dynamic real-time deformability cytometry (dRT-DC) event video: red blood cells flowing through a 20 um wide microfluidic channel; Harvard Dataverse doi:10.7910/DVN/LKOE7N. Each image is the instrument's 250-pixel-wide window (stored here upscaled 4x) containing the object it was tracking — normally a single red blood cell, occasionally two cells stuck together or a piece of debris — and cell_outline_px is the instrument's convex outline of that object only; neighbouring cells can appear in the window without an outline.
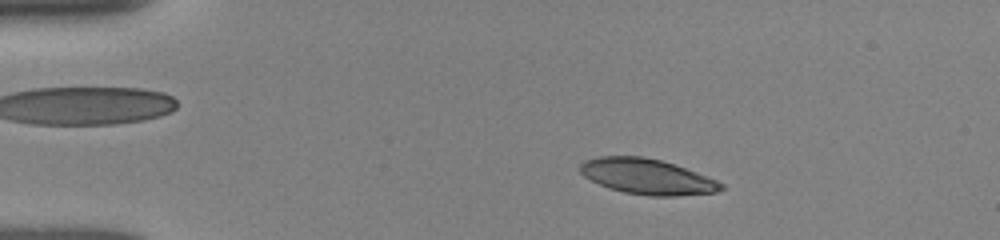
{"species": "human", "species_latin": "Homo sapiens", "temperature_condition": "room temperature", "stored_images_in_passage": 41, "camera_frame_rate_fps": 3000, "um_per_image_px": 0.085, "donor": {"sex": "female"}, "frame": {"image": 1, "passage_image": 6, "time_ms": 2.333, "image_size_px": [1000, 240], "cell_outline_px": [[724, 188], [716, 192], [676, 196], [648, 196], [624, 192], [608, 188], [584, 176], [580, 172], [580, 164], [584, 160], [600, 156], [644, 156], [676, 164], [716, 180], [724, 184]], "centroid_in_image_um": [55.0, 15.0], "position_along_channel_um": 30.0, "area_um2": 29.13}}
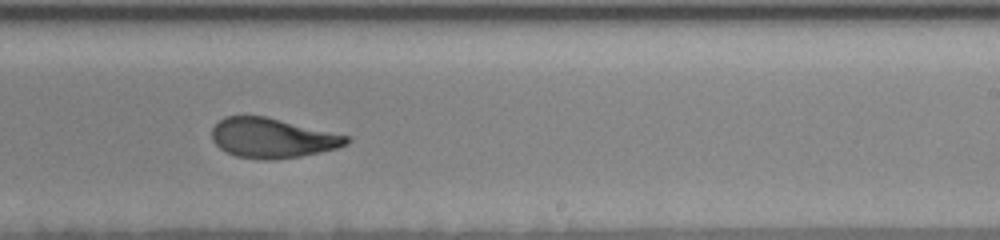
{"frame": {"image": 2, "passage_image": 25, "time_ms": 10.0, "image_size_px": [1000, 240], "cell_outline_px": [[352, 136], [348, 144], [336, 148], [300, 156], [272, 160], [264, 160], [236, 156], [220, 148], [212, 140], [212, 128], [224, 116], [264, 116]], "centroid_in_image_um": [23.17, 11.73], "position_along_channel_um": 265.8, "area_um2": 31.1}}
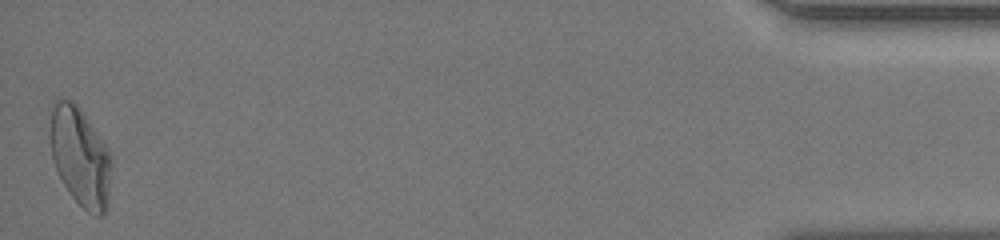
{"frame": {"image": 3, "passage_image": 41, "time_ms": 16.333, "image_size_px": [1000, 240], "cell_outline_px": [[112, 164], [108, 192], [104, 212], [100, 216], [96, 216], [88, 212], [72, 196], [64, 184], [52, 160], [48, 132], [48, 108], [56, 100], [72, 100], [80, 108], [108, 152], [112, 160]], "centroid_in_image_um": [6.74, 13.26], "position_along_channel_um": 428.5, "area_um2": 35.08}, "authors_computed_cell_mechanics": {"area_um2": 31.6744, "velocity_mm_per_s": 3.8756, "shape_relaxation_time_tau1_ms": 5.9571, "shape_relaxation_time_tau2_ms": 1.3422, "deformation_change_tau1": 0.2189, "deformation_change_tau2": 0.0859}}